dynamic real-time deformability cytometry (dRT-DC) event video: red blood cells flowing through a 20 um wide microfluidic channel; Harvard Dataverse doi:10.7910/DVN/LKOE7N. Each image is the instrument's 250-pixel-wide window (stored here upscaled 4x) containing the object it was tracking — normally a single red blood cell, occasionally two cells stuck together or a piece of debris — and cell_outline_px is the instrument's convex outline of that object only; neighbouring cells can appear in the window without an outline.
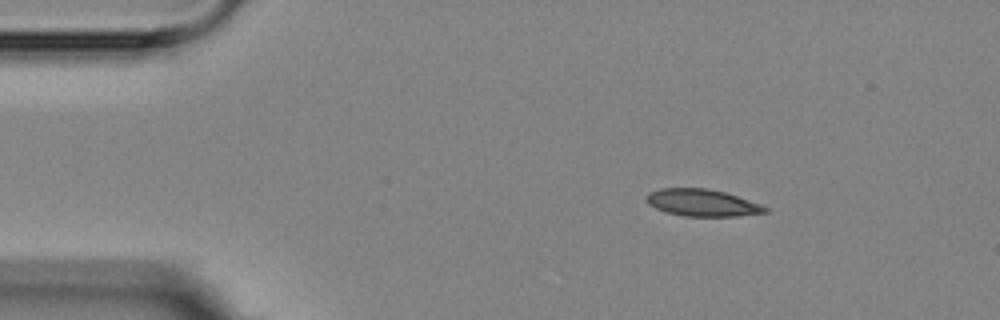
{"species": "Egyptian fruit bat (a non-hibernating species)", "species_latin": "Rousettus aegyptiacus", "temperature_condition": "room temperature", "stored_images_in_passage": 3, "camera_frame_rate_fps": 3000, "um_per_image_px": 0.085, "animal": {"sex": "female"}, "frame": {"image": 1, "passage_image": 1, "time_ms": 0.0, "image_size_px": [1000, 320], "cell_outline_px": [[768, 212], [736, 216], [684, 216], [668, 212], [656, 208], [648, 204], [644, 196], [648, 192], [660, 188], [708, 188], [724, 192], [760, 204], [768, 208]], "centroid_in_image_um": [59.64, 17.22], "position_along_channel_um": 25.4, "area_um2": 18.61}}